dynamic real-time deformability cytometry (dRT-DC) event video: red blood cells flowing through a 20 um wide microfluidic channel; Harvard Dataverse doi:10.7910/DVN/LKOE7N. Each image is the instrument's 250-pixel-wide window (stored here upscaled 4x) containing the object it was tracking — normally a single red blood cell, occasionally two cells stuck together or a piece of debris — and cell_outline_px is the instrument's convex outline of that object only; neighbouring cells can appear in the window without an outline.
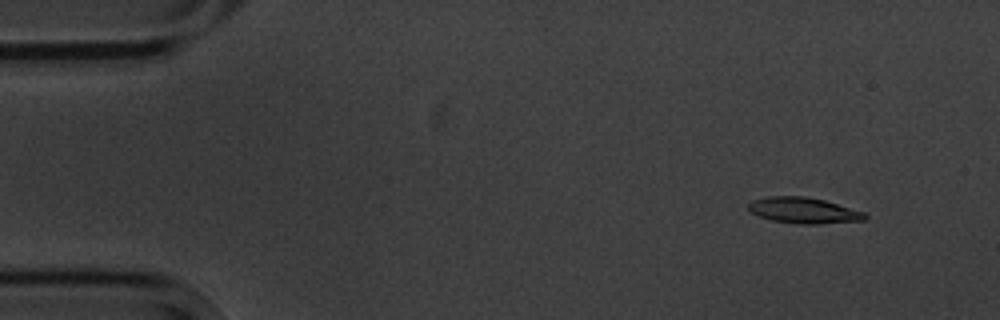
{"species": "common noctule bat (a hibernating species)", "species_latin": "Nyctalus noctula", "temperature_condition": "cold", "stored_images_in_passage": 5, "camera_frame_rate_fps": 3000, "um_per_image_px": 0.085, "animal": {"sex": "male", "body_mass_g": 20.1, "forearm_length_mm": 53.5}, "frame": {"image": 1, "passage_image": 2, "time_ms": 1.333, "image_size_px": [1000, 320], "cell_outline_px": [[868, 216], [864, 220], [820, 224], [800, 224], [772, 220], [760, 216], [752, 212], [748, 208], [748, 204], [752, 200], [768, 196], [804, 196], [824, 200], [864, 212]], "centroid_in_image_um": [68.31, 17.88], "position_along_channel_um": 16.7, "area_um2": 17.46}}
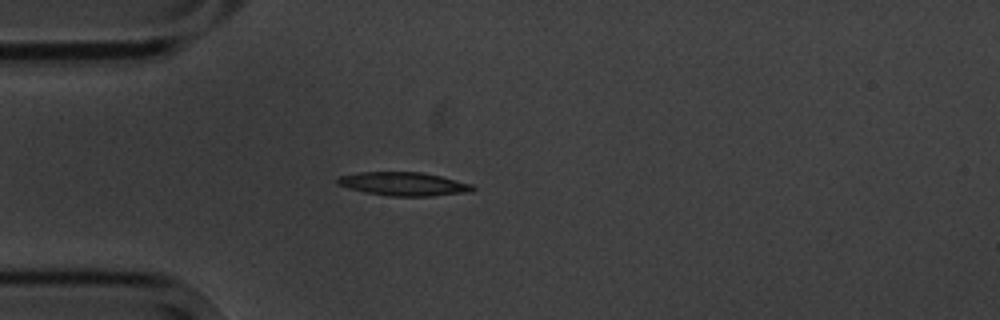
{"frame": {"image": 2, "passage_image": 5, "time_ms": 4.667, "image_size_px": [1000, 320], "cell_outline_px": [[476, 188], [472, 192], [428, 196], [392, 196], [364, 192], [348, 188], [336, 184], [336, 180], [340, 176], [360, 172], [424, 172], [472, 184]], "centroid_in_image_um": [34.31, 15.63], "position_along_channel_um": 50.7, "area_um2": 18.55}}